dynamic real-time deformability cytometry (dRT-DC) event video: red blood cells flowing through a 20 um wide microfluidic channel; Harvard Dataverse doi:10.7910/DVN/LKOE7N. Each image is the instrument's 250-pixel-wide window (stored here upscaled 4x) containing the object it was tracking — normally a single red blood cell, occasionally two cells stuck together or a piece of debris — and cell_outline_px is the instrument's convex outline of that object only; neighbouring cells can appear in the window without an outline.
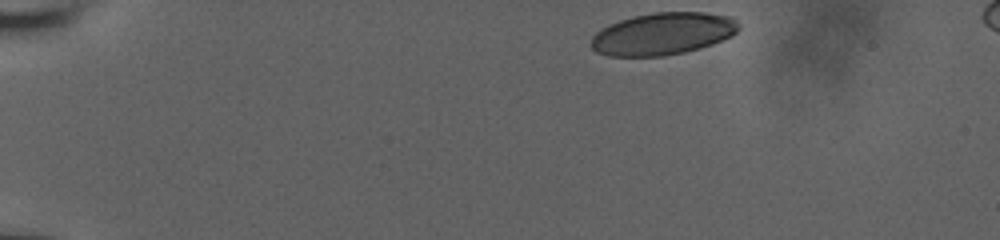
{"species": "human", "species_latin": "Homo sapiens", "temperature_condition": "room temperature", "stored_images_in_passage": 39, "camera_frame_rate_fps": 3000, "um_per_image_px": 0.085, "donor": {"sex": "male"}, "frame": {"image": 1, "passage_image": 1, "time_ms": 0.0, "image_size_px": [1000, 240], "cell_outline_px": [[740, 28], [732, 36], [712, 44], [700, 48], [684, 52], [664, 56], [608, 56], [596, 52], [588, 44], [592, 36], [600, 28], [608, 24], [632, 16], [656, 12], [704, 12], [732, 16], [740, 24]], "centroid_in_image_um": [56.32, 2.87], "position_along_channel_um": 28.7, "area_um2": 36.76}}
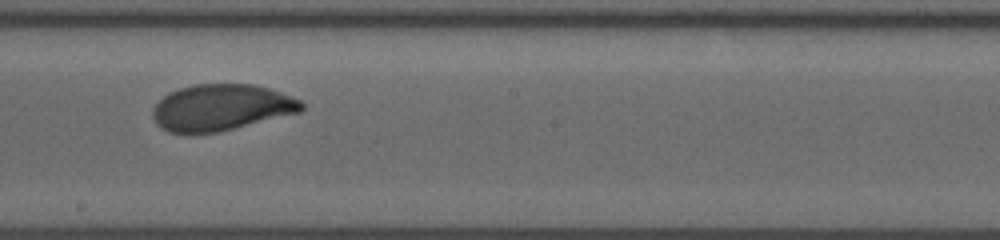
{"frame": {"image": 2, "passage_image": 25, "time_ms": 8.0, "image_size_px": [1000, 240], "cell_outline_px": [[304, 108], [300, 112], [216, 132], [168, 132], [160, 128], [156, 124], [152, 116], [152, 108], [168, 92], [180, 88], [196, 84], [252, 84], [268, 88], [280, 92], [300, 100], [304, 104]], "centroid_in_image_um": [18.78, 9.12], "position_along_channel_um": 229.4, "area_um2": 39.77}}
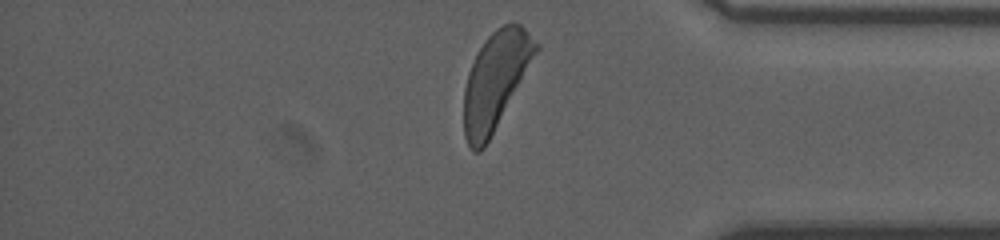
{"frame": {"image": 3, "passage_image": 39, "time_ms": 12.667, "image_size_px": [1000, 240], "cell_outline_px": [[540, 48], [484, 148], [480, 152], [472, 152], [464, 136], [464, 88], [468, 72], [484, 40], [496, 28], [512, 20], [516, 20], [540, 44]], "centroid_in_image_um": [42.12, 6.81], "position_along_channel_um": 393.1, "area_um2": 40.46}, "authors_computed_cell_mechanics": {"area_um2": 40.46, "velocity_mm_per_s": 3.7946, "shape_relaxation_time_tau1_ms": 2.6761, "shape_relaxation_time_tau2_ms": null, "deformation_change_tau1": 0.1332, "deformation_change_tau2": null}}